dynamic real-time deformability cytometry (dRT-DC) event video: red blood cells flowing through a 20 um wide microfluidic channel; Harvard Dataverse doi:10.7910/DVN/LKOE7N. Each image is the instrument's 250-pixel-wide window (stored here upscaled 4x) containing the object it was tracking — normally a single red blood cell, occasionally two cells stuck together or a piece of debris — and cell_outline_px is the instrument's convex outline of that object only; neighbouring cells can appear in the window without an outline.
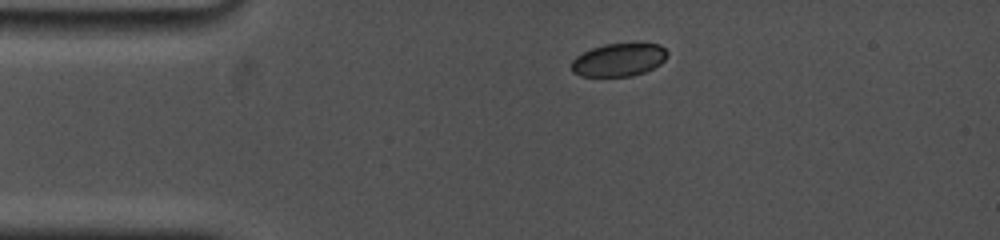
{"species": "common noctule bat (a hibernating species)", "species_latin": "Nyctalus noctula", "temperature_condition": "cold", "stored_images_in_passage": 17, "camera_frame_rate_fps": 5000, "um_per_image_px": 0.085, "animal": {"sex": "female", "body_mass_g": 19.0, "forearm_length_mm": 53.3}, "frame": {"image": 1, "passage_image": 1, "time_ms": 0.0, "image_size_px": [1000, 240], "cell_outline_px": [[668, 56], [660, 64], [644, 72], [632, 76], [580, 76], [572, 72], [572, 60], [576, 56], [592, 48], [604, 44], [660, 44], [668, 52]], "centroid_in_image_um": [52.59, 5.09], "position_along_channel_um": 32.4, "area_um2": 18.32}}
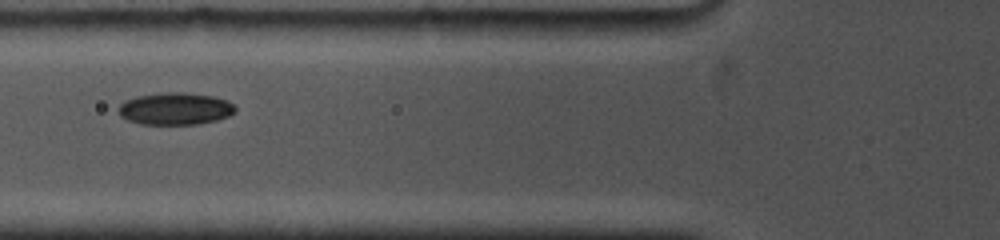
{"frame": {"image": 2, "passage_image": 12, "time_ms": 3.2, "image_size_px": [1000, 240], "cell_outline_px": [[236, 112], [228, 116], [216, 120], [196, 124], [140, 124], [128, 120], [120, 116], [120, 104], [124, 100], [136, 96], [160, 92], [184, 92], [212, 96], [228, 100], [236, 108]], "centroid_in_image_um": [14.89, 9.23], "position_along_channel_um": 110.9, "area_um2": 21.96}}
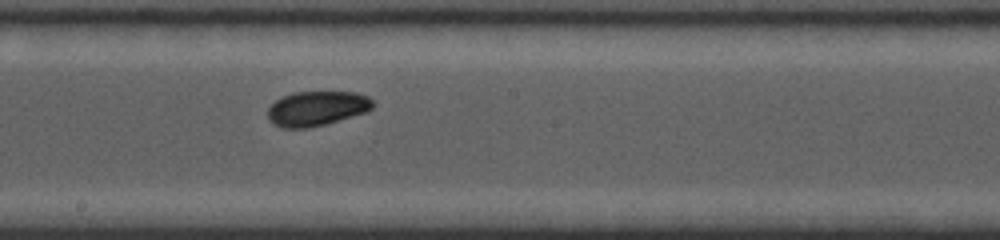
{"frame": {"image": 3, "passage_image": 17, "time_ms": 6.2, "image_size_px": [1000, 240], "cell_outline_px": [[376, 104], [368, 112], [324, 124], [308, 128], [280, 128], [272, 124], [268, 120], [268, 108], [280, 96], [296, 92], [356, 92], [368, 96]], "centroid_in_image_um": [26.92, 9.22], "position_along_channel_um": 221.3, "area_um2": 21.5}}